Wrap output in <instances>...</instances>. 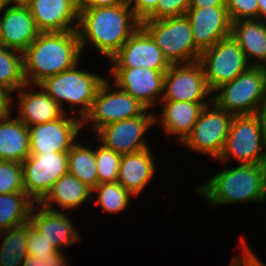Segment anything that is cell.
<instances>
[{
    "instance_id": "1",
    "label": "cell",
    "mask_w": 266,
    "mask_h": 266,
    "mask_svg": "<svg viewBox=\"0 0 266 266\" xmlns=\"http://www.w3.org/2000/svg\"><path fill=\"white\" fill-rule=\"evenodd\" d=\"M140 26L128 4L79 8L77 33L82 53L90 44L109 60Z\"/></svg>"
},
{
    "instance_id": "2",
    "label": "cell",
    "mask_w": 266,
    "mask_h": 266,
    "mask_svg": "<svg viewBox=\"0 0 266 266\" xmlns=\"http://www.w3.org/2000/svg\"><path fill=\"white\" fill-rule=\"evenodd\" d=\"M22 54L26 84L38 85L80 64L82 50L77 31L40 32Z\"/></svg>"
},
{
    "instance_id": "3",
    "label": "cell",
    "mask_w": 266,
    "mask_h": 266,
    "mask_svg": "<svg viewBox=\"0 0 266 266\" xmlns=\"http://www.w3.org/2000/svg\"><path fill=\"white\" fill-rule=\"evenodd\" d=\"M194 189L212 208L237 203L266 202V164L224 168Z\"/></svg>"
},
{
    "instance_id": "4",
    "label": "cell",
    "mask_w": 266,
    "mask_h": 266,
    "mask_svg": "<svg viewBox=\"0 0 266 266\" xmlns=\"http://www.w3.org/2000/svg\"><path fill=\"white\" fill-rule=\"evenodd\" d=\"M79 66L77 64L72 69L47 77L38 85L59 104L65 114L68 113L64 109L67 103L66 108L71 115L83 120L99 87L107 78L100 73L79 69Z\"/></svg>"
},
{
    "instance_id": "5",
    "label": "cell",
    "mask_w": 266,
    "mask_h": 266,
    "mask_svg": "<svg viewBox=\"0 0 266 266\" xmlns=\"http://www.w3.org/2000/svg\"><path fill=\"white\" fill-rule=\"evenodd\" d=\"M141 27L150 35L170 64L199 61L192 27L186 15L159 20H142Z\"/></svg>"
},
{
    "instance_id": "6",
    "label": "cell",
    "mask_w": 266,
    "mask_h": 266,
    "mask_svg": "<svg viewBox=\"0 0 266 266\" xmlns=\"http://www.w3.org/2000/svg\"><path fill=\"white\" fill-rule=\"evenodd\" d=\"M212 94V101L234 116L252 115L266 98V71L261 66H250Z\"/></svg>"
},
{
    "instance_id": "7",
    "label": "cell",
    "mask_w": 266,
    "mask_h": 266,
    "mask_svg": "<svg viewBox=\"0 0 266 266\" xmlns=\"http://www.w3.org/2000/svg\"><path fill=\"white\" fill-rule=\"evenodd\" d=\"M219 163L266 164V145L254 114L235 115Z\"/></svg>"
},
{
    "instance_id": "8",
    "label": "cell",
    "mask_w": 266,
    "mask_h": 266,
    "mask_svg": "<svg viewBox=\"0 0 266 266\" xmlns=\"http://www.w3.org/2000/svg\"><path fill=\"white\" fill-rule=\"evenodd\" d=\"M146 110L137 99L119 89L107 78L99 87L89 113L82 120V129L85 125H90L93 134L108 124L141 116Z\"/></svg>"
},
{
    "instance_id": "9",
    "label": "cell",
    "mask_w": 266,
    "mask_h": 266,
    "mask_svg": "<svg viewBox=\"0 0 266 266\" xmlns=\"http://www.w3.org/2000/svg\"><path fill=\"white\" fill-rule=\"evenodd\" d=\"M234 115L213 101L201 112L190 134L180 144L194 153L218 159L225 145Z\"/></svg>"
},
{
    "instance_id": "10",
    "label": "cell",
    "mask_w": 266,
    "mask_h": 266,
    "mask_svg": "<svg viewBox=\"0 0 266 266\" xmlns=\"http://www.w3.org/2000/svg\"><path fill=\"white\" fill-rule=\"evenodd\" d=\"M199 62L204 69L205 80L212 93L251 66L241 47L231 35L202 51Z\"/></svg>"
},
{
    "instance_id": "11",
    "label": "cell",
    "mask_w": 266,
    "mask_h": 266,
    "mask_svg": "<svg viewBox=\"0 0 266 266\" xmlns=\"http://www.w3.org/2000/svg\"><path fill=\"white\" fill-rule=\"evenodd\" d=\"M68 173V152L29 155L22 162L25 193L39 203L54 183Z\"/></svg>"
},
{
    "instance_id": "12",
    "label": "cell",
    "mask_w": 266,
    "mask_h": 266,
    "mask_svg": "<svg viewBox=\"0 0 266 266\" xmlns=\"http://www.w3.org/2000/svg\"><path fill=\"white\" fill-rule=\"evenodd\" d=\"M212 95L199 61L171 64L165 72L161 100L211 103Z\"/></svg>"
},
{
    "instance_id": "13",
    "label": "cell",
    "mask_w": 266,
    "mask_h": 266,
    "mask_svg": "<svg viewBox=\"0 0 266 266\" xmlns=\"http://www.w3.org/2000/svg\"><path fill=\"white\" fill-rule=\"evenodd\" d=\"M154 113L147 109L141 116L103 126L94 133L96 141L122 155L149 148L143 137L155 126Z\"/></svg>"
},
{
    "instance_id": "14",
    "label": "cell",
    "mask_w": 266,
    "mask_h": 266,
    "mask_svg": "<svg viewBox=\"0 0 266 266\" xmlns=\"http://www.w3.org/2000/svg\"><path fill=\"white\" fill-rule=\"evenodd\" d=\"M167 70L135 68H110L107 78L119 89L128 93L148 110L154 109L163 95L164 77Z\"/></svg>"
},
{
    "instance_id": "15",
    "label": "cell",
    "mask_w": 266,
    "mask_h": 266,
    "mask_svg": "<svg viewBox=\"0 0 266 266\" xmlns=\"http://www.w3.org/2000/svg\"><path fill=\"white\" fill-rule=\"evenodd\" d=\"M28 128L30 155L68 152L79 140L77 138L82 132V120L66 113L59 119Z\"/></svg>"
},
{
    "instance_id": "16",
    "label": "cell",
    "mask_w": 266,
    "mask_h": 266,
    "mask_svg": "<svg viewBox=\"0 0 266 266\" xmlns=\"http://www.w3.org/2000/svg\"><path fill=\"white\" fill-rule=\"evenodd\" d=\"M111 68L146 67L168 70L171 64L150 35L140 26L109 59Z\"/></svg>"
},
{
    "instance_id": "17",
    "label": "cell",
    "mask_w": 266,
    "mask_h": 266,
    "mask_svg": "<svg viewBox=\"0 0 266 266\" xmlns=\"http://www.w3.org/2000/svg\"><path fill=\"white\" fill-rule=\"evenodd\" d=\"M195 46L202 52L231 35L232 22L226 6L189 7L186 12Z\"/></svg>"
},
{
    "instance_id": "18",
    "label": "cell",
    "mask_w": 266,
    "mask_h": 266,
    "mask_svg": "<svg viewBox=\"0 0 266 266\" xmlns=\"http://www.w3.org/2000/svg\"><path fill=\"white\" fill-rule=\"evenodd\" d=\"M27 7L40 32L77 31V0H30Z\"/></svg>"
},
{
    "instance_id": "19",
    "label": "cell",
    "mask_w": 266,
    "mask_h": 266,
    "mask_svg": "<svg viewBox=\"0 0 266 266\" xmlns=\"http://www.w3.org/2000/svg\"><path fill=\"white\" fill-rule=\"evenodd\" d=\"M29 223L60 252L81 240L69 213L52 211L39 203L33 205Z\"/></svg>"
},
{
    "instance_id": "20",
    "label": "cell",
    "mask_w": 266,
    "mask_h": 266,
    "mask_svg": "<svg viewBox=\"0 0 266 266\" xmlns=\"http://www.w3.org/2000/svg\"><path fill=\"white\" fill-rule=\"evenodd\" d=\"M161 113H154V125H160L166 135H175L181 144L190 134L201 112L210 103L161 100Z\"/></svg>"
},
{
    "instance_id": "21",
    "label": "cell",
    "mask_w": 266,
    "mask_h": 266,
    "mask_svg": "<svg viewBox=\"0 0 266 266\" xmlns=\"http://www.w3.org/2000/svg\"><path fill=\"white\" fill-rule=\"evenodd\" d=\"M30 88L37 90L30 91ZM16 92L19 99L16 103L17 118L27 127L59 119L65 114L59 104L39 85L25 84Z\"/></svg>"
},
{
    "instance_id": "22",
    "label": "cell",
    "mask_w": 266,
    "mask_h": 266,
    "mask_svg": "<svg viewBox=\"0 0 266 266\" xmlns=\"http://www.w3.org/2000/svg\"><path fill=\"white\" fill-rule=\"evenodd\" d=\"M1 12L2 46L23 52L40 33L30 10L6 5Z\"/></svg>"
},
{
    "instance_id": "23",
    "label": "cell",
    "mask_w": 266,
    "mask_h": 266,
    "mask_svg": "<svg viewBox=\"0 0 266 266\" xmlns=\"http://www.w3.org/2000/svg\"><path fill=\"white\" fill-rule=\"evenodd\" d=\"M152 149L122 155L117 182L136 198L155 179L157 164Z\"/></svg>"
},
{
    "instance_id": "24",
    "label": "cell",
    "mask_w": 266,
    "mask_h": 266,
    "mask_svg": "<svg viewBox=\"0 0 266 266\" xmlns=\"http://www.w3.org/2000/svg\"><path fill=\"white\" fill-rule=\"evenodd\" d=\"M91 194L92 190L87 185L67 173L54 183L39 204L52 211L62 212L63 210L66 212L70 209L73 211L74 209L78 210L87 200L90 201ZM55 206L58 209L54 208Z\"/></svg>"
},
{
    "instance_id": "25",
    "label": "cell",
    "mask_w": 266,
    "mask_h": 266,
    "mask_svg": "<svg viewBox=\"0 0 266 266\" xmlns=\"http://www.w3.org/2000/svg\"><path fill=\"white\" fill-rule=\"evenodd\" d=\"M231 36L237 41L251 66H261L266 61V21H233Z\"/></svg>"
},
{
    "instance_id": "26",
    "label": "cell",
    "mask_w": 266,
    "mask_h": 266,
    "mask_svg": "<svg viewBox=\"0 0 266 266\" xmlns=\"http://www.w3.org/2000/svg\"><path fill=\"white\" fill-rule=\"evenodd\" d=\"M29 155V128L13 114L1 117L0 160L22 163Z\"/></svg>"
},
{
    "instance_id": "27",
    "label": "cell",
    "mask_w": 266,
    "mask_h": 266,
    "mask_svg": "<svg viewBox=\"0 0 266 266\" xmlns=\"http://www.w3.org/2000/svg\"><path fill=\"white\" fill-rule=\"evenodd\" d=\"M87 146L83 142L76 141L68 151V173L75 176L91 190L98 184L97 166L95 160V146Z\"/></svg>"
},
{
    "instance_id": "28",
    "label": "cell",
    "mask_w": 266,
    "mask_h": 266,
    "mask_svg": "<svg viewBox=\"0 0 266 266\" xmlns=\"http://www.w3.org/2000/svg\"><path fill=\"white\" fill-rule=\"evenodd\" d=\"M34 204L25 191L0 194V232L28 222Z\"/></svg>"
},
{
    "instance_id": "29",
    "label": "cell",
    "mask_w": 266,
    "mask_h": 266,
    "mask_svg": "<svg viewBox=\"0 0 266 266\" xmlns=\"http://www.w3.org/2000/svg\"><path fill=\"white\" fill-rule=\"evenodd\" d=\"M28 222L10 227L2 232L0 245V266H21L28 255L27 251Z\"/></svg>"
},
{
    "instance_id": "30",
    "label": "cell",
    "mask_w": 266,
    "mask_h": 266,
    "mask_svg": "<svg viewBox=\"0 0 266 266\" xmlns=\"http://www.w3.org/2000/svg\"><path fill=\"white\" fill-rule=\"evenodd\" d=\"M91 195L106 214L122 213L121 211L127 210L130 201L136 198L118 182L100 183L92 190Z\"/></svg>"
},
{
    "instance_id": "31",
    "label": "cell",
    "mask_w": 266,
    "mask_h": 266,
    "mask_svg": "<svg viewBox=\"0 0 266 266\" xmlns=\"http://www.w3.org/2000/svg\"><path fill=\"white\" fill-rule=\"evenodd\" d=\"M25 84L22 52L0 46V85L14 93Z\"/></svg>"
},
{
    "instance_id": "32",
    "label": "cell",
    "mask_w": 266,
    "mask_h": 266,
    "mask_svg": "<svg viewBox=\"0 0 266 266\" xmlns=\"http://www.w3.org/2000/svg\"><path fill=\"white\" fill-rule=\"evenodd\" d=\"M97 147L95 148V160L99 184L117 182L122 154L108 149L102 144Z\"/></svg>"
},
{
    "instance_id": "33",
    "label": "cell",
    "mask_w": 266,
    "mask_h": 266,
    "mask_svg": "<svg viewBox=\"0 0 266 266\" xmlns=\"http://www.w3.org/2000/svg\"><path fill=\"white\" fill-rule=\"evenodd\" d=\"M24 191L22 163L0 160V194Z\"/></svg>"
},
{
    "instance_id": "34",
    "label": "cell",
    "mask_w": 266,
    "mask_h": 266,
    "mask_svg": "<svg viewBox=\"0 0 266 266\" xmlns=\"http://www.w3.org/2000/svg\"><path fill=\"white\" fill-rule=\"evenodd\" d=\"M190 0H158L156 9L145 20H159L185 15Z\"/></svg>"
},
{
    "instance_id": "35",
    "label": "cell",
    "mask_w": 266,
    "mask_h": 266,
    "mask_svg": "<svg viewBox=\"0 0 266 266\" xmlns=\"http://www.w3.org/2000/svg\"><path fill=\"white\" fill-rule=\"evenodd\" d=\"M231 22L258 19V0H226Z\"/></svg>"
},
{
    "instance_id": "36",
    "label": "cell",
    "mask_w": 266,
    "mask_h": 266,
    "mask_svg": "<svg viewBox=\"0 0 266 266\" xmlns=\"http://www.w3.org/2000/svg\"><path fill=\"white\" fill-rule=\"evenodd\" d=\"M27 251L28 255L34 257H51L58 250L47 241L44 236H41L36 229L28 221L27 231Z\"/></svg>"
},
{
    "instance_id": "37",
    "label": "cell",
    "mask_w": 266,
    "mask_h": 266,
    "mask_svg": "<svg viewBox=\"0 0 266 266\" xmlns=\"http://www.w3.org/2000/svg\"><path fill=\"white\" fill-rule=\"evenodd\" d=\"M240 239L241 240L239 241L242 247L240 252L242 253L239 255L237 254V256L235 254V257L232 258L229 266H266V264L263 263V261L260 260L256 254L253 253V250L248 247L250 245H248L245 237L241 236Z\"/></svg>"
},
{
    "instance_id": "38",
    "label": "cell",
    "mask_w": 266,
    "mask_h": 266,
    "mask_svg": "<svg viewBox=\"0 0 266 266\" xmlns=\"http://www.w3.org/2000/svg\"><path fill=\"white\" fill-rule=\"evenodd\" d=\"M68 261L69 259L63 251H57L51 257H34L27 255L21 266H70Z\"/></svg>"
},
{
    "instance_id": "39",
    "label": "cell",
    "mask_w": 266,
    "mask_h": 266,
    "mask_svg": "<svg viewBox=\"0 0 266 266\" xmlns=\"http://www.w3.org/2000/svg\"><path fill=\"white\" fill-rule=\"evenodd\" d=\"M127 4L135 16L142 21L156 9L158 0H127Z\"/></svg>"
},
{
    "instance_id": "40",
    "label": "cell",
    "mask_w": 266,
    "mask_h": 266,
    "mask_svg": "<svg viewBox=\"0 0 266 266\" xmlns=\"http://www.w3.org/2000/svg\"><path fill=\"white\" fill-rule=\"evenodd\" d=\"M14 93L7 87L0 85V118L11 115L16 103ZM15 101V102H14Z\"/></svg>"
},
{
    "instance_id": "41",
    "label": "cell",
    "mask_w": 266,
    "mask_h": 266,
    "mask_svg": "<svg viewBox=\"0 0 266 266\" xmlns=\"http://www.w3.org/2000/svg\"><path fill=\"white\" fill-rule=\"evenodd\" d=\"M127 4V0H81L79 8L112 7Z\"/></svg>"
},
{
    "instance_id": "42",
    "label": "cell",
    "mask_w": 266,
    "mask_h": 266,
    "mask_svg": "<svg viewBox=\"0 0 266 266\" xmlns=\"http://www.w3.org/2000/svg\"><path fill=\"white\" fill-rule=\"evenodd\" d=\"M254 116L256 117L258 121L260 130L262 133V137L266 145V98L260 104V106L256 109Z\"/></svg>"
},
{
    "instance_id": "43",
    "label": "cell",
    "mask_w": 266,
    "mask_h": 266,
    "mask_svg": "<svg viewBox=\"0 0 266 266\" xmlns=\"http://www.w3.org/2000/svg\"><path fill=\"white\" fill-rule=\"evenodd\" d=\"M226 6V0H190V7Z\"/></svg>"
},
{
    "instance_id": "44",
    "label": "cell",
    "mask_w": 266,
    "mask_h": 266,
    "mask_svg": "<svg viewBox=\"0 0 266 266\" xmlns=\"http://www.w3.org/2000/svg\"><path fill=\"white\" fill-rule=\"evenodd\" d=\"M258 19L266 21V0H258Z\"/></svg>"
},
{
    "instance_id": "45",
    "label": "cell",
    "mask_w": 266,
    "mask_h": 266,
    "mask_svg": "<svg viewBox=\"0 0 266 266\" xmlns=\"http://www.w3.org/2000/svg\"><path fill=\"white\" fill-rule=\"evenodd\" d=\"M4 2L10 6H27L30 0H4Z\"/></svg>"
},
{
    "instance_id": "46",
    "label": "cell",
    "mask_w": 266,
    "mask_h": 266,
    "mask_svg": "<svg viewBox=\"0 0 266 266\" xmlns=\"http://www.w3.org/2000/svg\"><path fill=\"white\" fill-rule=\"evenodd\" d=\"M1 13V11H0ZM0 46H2V20H1V14H0Z\"/></svg>"
},
{
    "instance_id": "47",
    "label": "cell",
    "mask_w": 266,
    "mask_h": 266,
    "mask_svg": "<svg viewBox=\"0 0 266 266\" xmlns=\"http://www.w3.org/2000/svg\"><path fill=\"white\" fill-rule=\"evenodd\" d=\"M6 6L4 0H0V11Z\"/></svg>"
},
{
    "instance_id": "48",
    "label": "cell",
    "mask_w": 266,
    "mask_h": 266,
    "mask_svg": "<svg viewBox=\"0 0 266 266\" xmlns=\"http://www.w3.org/2000/svg\"><path fill=\"white\" fill-rule=\"evenodd\" d=\"M261 67L266 71V61L261 65Z\"/></svg>"
}]
</instances>
